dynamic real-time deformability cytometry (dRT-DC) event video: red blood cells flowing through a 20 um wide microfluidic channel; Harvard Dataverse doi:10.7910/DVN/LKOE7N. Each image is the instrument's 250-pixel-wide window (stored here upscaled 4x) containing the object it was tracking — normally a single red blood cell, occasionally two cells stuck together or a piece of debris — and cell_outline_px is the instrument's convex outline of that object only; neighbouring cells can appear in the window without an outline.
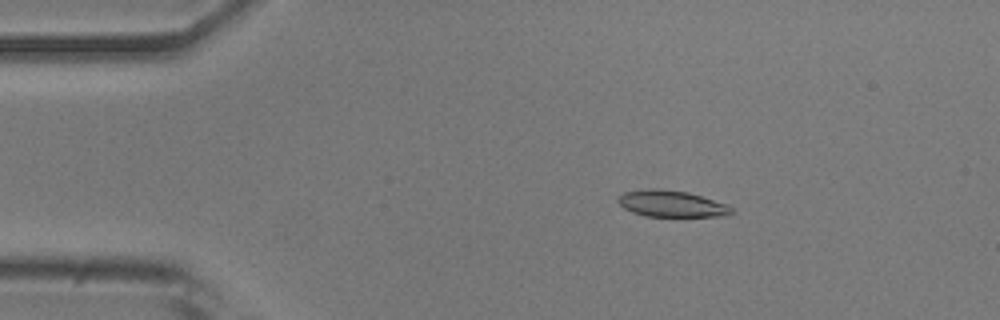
{"species": "common noctule bat (a hibernating species)", "species_latin": "Nyctalus noctula", "temperature_condition": "room temperature", "stored_images_in_passage": 52, "camera_frame_rate_fps": 3000, "um_per_image_px": 0.085, "animal": {"sex": "male", "body_mass_g": 20.5, "forearm_length_mm": 52.5}, "frame": {"image": 1, "passage_image": 9, "time_ms": 2.667, "image_size_px": [1000, 320], "cell_outline_px": [[732, 212], [728, 216], [644, 216], [632, 212], [624, 208], [616, 200], [624, 192], [648, 188], [656, 188], [688, 192], [728, 204], [732, 208]], "centroid_in_image_um": [57.08, 17.31], "position_along_channel_um": 27.9, "area_um2": 17.51}}
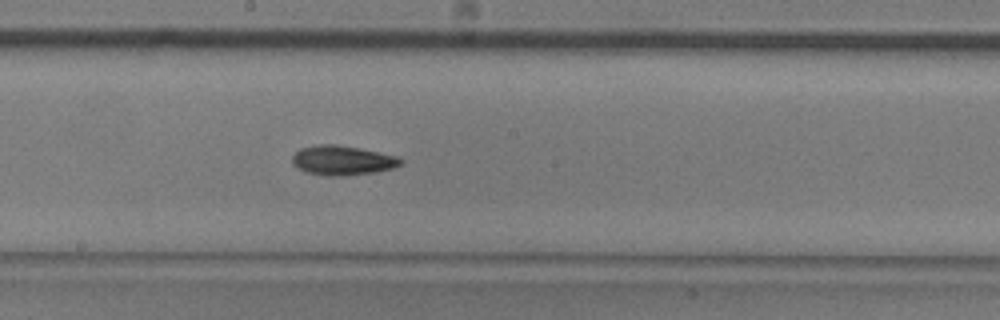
{"frame": {"image": 2, "passage_image": 28, "time_ms": 9.0, "image_size_px": [1000, 320], "cell_outline_px": [[404, 160], [400, 164], [392, 168], [372, 172], [344, 176], [328, 176], [308, 172], [296, 168], [292, 164], [292, 156], [300, 148], [320, 144], [336, 144], [360, 148], [396, 156]], "centroid_in_image_um": [29.06, 13.62], "position_along_channel_um": 219.1, "area_um2": 18.55}}
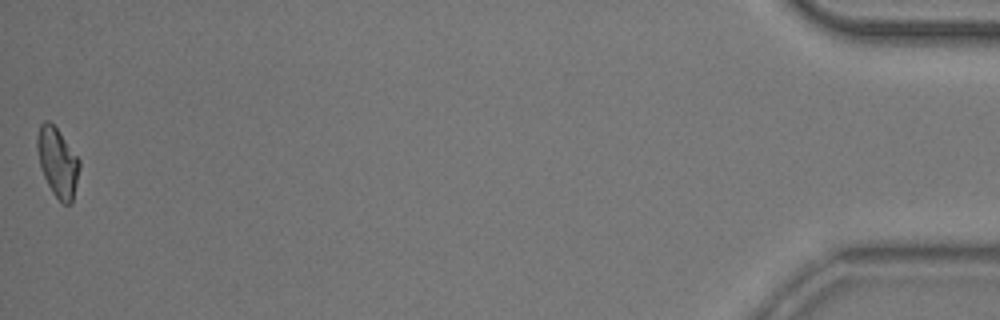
{"frame": {"image": 3, "passage_image": 52, "time_ms": 17.0, "image_size_px": [1000, 320], "cell_outline_px": [[80, 168], [72, 204], [64, 204], [52, 192], [44, 176], [40, 164], [36, 148], [36, 136], [40, 124], [44, 120], [48, 120], [56, 128], [80, 160]], "centroid_in_image_um": [4.89, 13.79], "position_along_channel_um": 430.3, "area_um2": 16.88}, "authors_computed_cell_mechanics": {"area_um2": 17.3978, "velocity_mm_per_s": 3.876, "shape_relaxation_time_tau1_ms": 4.3031, "shape_relaxation_time_tau2_ms": null, "deformation_change_tau1": 0.1261, "deformation_change_tau2": null}}